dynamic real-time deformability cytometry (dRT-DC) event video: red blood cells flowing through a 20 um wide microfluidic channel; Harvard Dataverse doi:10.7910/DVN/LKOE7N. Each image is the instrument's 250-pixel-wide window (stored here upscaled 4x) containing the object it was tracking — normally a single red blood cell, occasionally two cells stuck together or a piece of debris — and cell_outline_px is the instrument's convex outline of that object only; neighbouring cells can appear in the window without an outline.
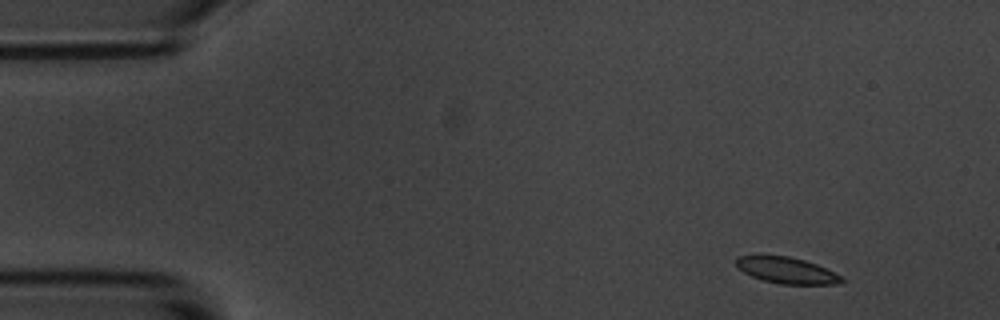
{"species": "common noctule bat (a hibernating species)", "species_latin": "Nyctalus noctula", "temperature_condition": "room temperature", "stored_images_in_passage": 4, "camera_frame_rate_fps": 3000, "um_per_image_px": 0.085, "animal": {"sex": "male", "body_mass_g": 20.1, "forearm_length_mm": 53.5}, "frame": {"image": 1, "passage_image": 1, "time_ms": 0.0, "image_size_px": [1000, 320], "cell_outline_px": [[844, 280], [840, 284], [780, 284], [764, 280], [752, 276], [736, 268], [736, 256], [788, 256], [804, 260], [816, 264], [844, 276]], "centroid_in_image_um": [66.9, 22.99], "position_along_channel_um": 18.1, "area_um2": 16.07}}
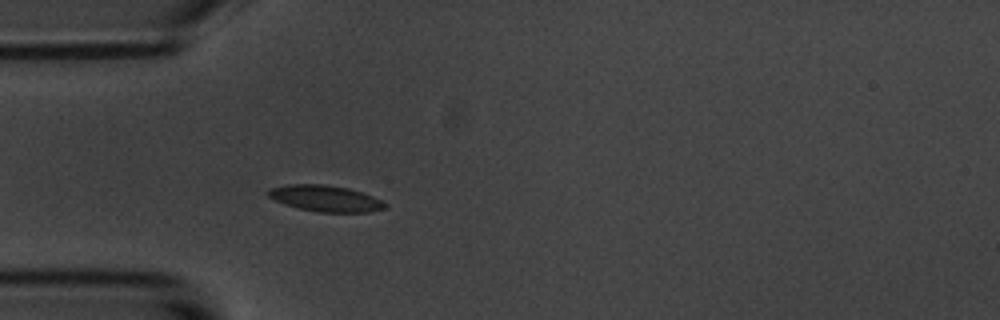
{"frame": {"image": 2, "passage_image": 4, "time_ms": 3.667, "image_size_px": [1000, 320], "cell_outline_px": [[388, 204], [384, 208], [368, 212], [320, 212], [300, 208], [284, 204], [268, 196], [264, 192], [268, 188], [288, 184], [320, 184], [348, 188], [372, 196]], "centroid_in_image_um": [27.6, 16.86], "position_along_channel_um": 57.4, "area_um2": 17.69}}